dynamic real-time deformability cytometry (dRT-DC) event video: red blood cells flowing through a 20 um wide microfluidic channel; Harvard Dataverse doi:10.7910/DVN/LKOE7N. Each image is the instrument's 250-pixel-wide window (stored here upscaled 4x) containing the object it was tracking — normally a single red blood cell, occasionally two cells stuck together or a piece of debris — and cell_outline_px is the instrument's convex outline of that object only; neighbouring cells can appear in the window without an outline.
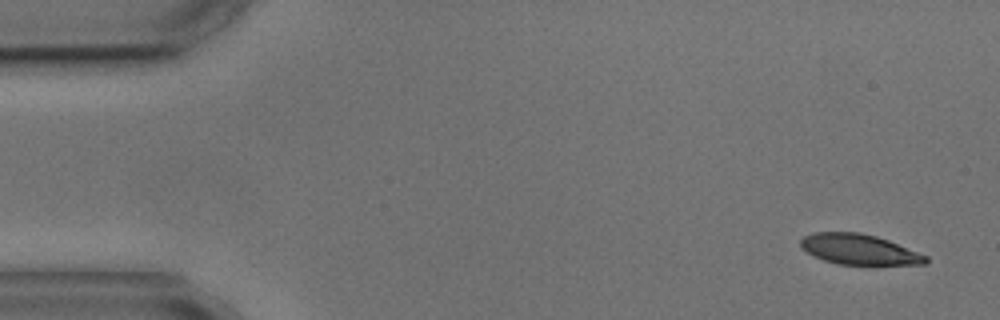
{"species": "common noctule bat (a hibernating species)", "species_latin": "Nyctalus noctula", "temperature_condition": "cold", "stored_images_in_passage": 4, "camera_frame_rate_fps": 3000, "um_per_image_px": 0.085, "animal": {"sex": "male", "body_mass_g": 17.9, "forearm_length_mm": 54.2}, "frame": {"image": 1, "passage_image": 1, "time_ms": 0.0, "image_size_px": [1000, 320], "cell_outline_px": [[928, 260], [924, 264], [836, 264], [812, 256], [800, 244], [800, 240], [804, 236], [812, 232], [860, 232], [876, 236], [888, 240], [928, 256]], "centroid_in_image_um": [73.0, 21.19], "position_along_channel_um": 12.0, "area_um2": 21.96}}
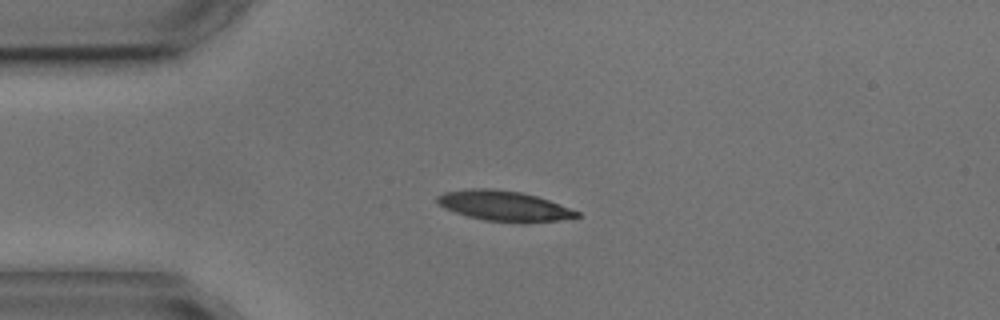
{"frame": {"image": 2, "passage_image": 4, "time_ms": 3.333, "image_size_px": [1000, 320], "cell_outline_px": [[580, 216], [560, 220], [520, 224], [484, 220], [468, 216], [456, 212], [440, 204], [436, 200], [436, 196], [444, 192], [472, 188], [492, 188], [520, 192], [536, 196], [548, 200], [580, 212]], "centroid_in_image_um": [42.87, 17.51], "position_along_channel_um": 42.1, "area_um2": 24.57}}